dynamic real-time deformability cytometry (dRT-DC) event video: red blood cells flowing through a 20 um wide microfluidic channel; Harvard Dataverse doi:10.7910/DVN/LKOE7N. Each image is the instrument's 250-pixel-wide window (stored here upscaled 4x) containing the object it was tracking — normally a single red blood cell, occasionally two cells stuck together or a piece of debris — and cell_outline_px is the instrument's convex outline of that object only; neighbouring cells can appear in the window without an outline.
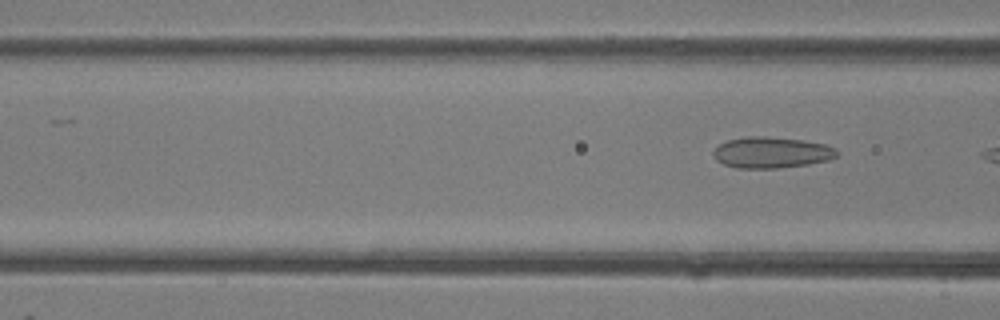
{"species": "common noctule bat (a hibernating species)", "species_latin": "Nyctalus noctula", "temperature_condition": "room temperature", "stored_images_in_passage": 3, "segment_of_instrument_passage": [2, 2], "camera_frame_rate_fps": 3000, "um_per_image_px": 0.085, "animal": {"sex": "female"}, "frame": {"image": 1, "passage_image": 3, "time_ms": 3.333, "image_size_px": [1000, 320], "cell_outline_px": [[840, 152], [836, 156], [828, 160], [808, 164], [776, 168], [736, 168], [724, 164], [716, 160], [712, 152], [720, 144], [728, 140], [748, 136], [764, 136], [804, 140], [828, 144], [836, 148]], "centroid_in_image_um": [65.61, 12.95], "position_along_channel_um": 101.0, "area_um2": 22.48}}